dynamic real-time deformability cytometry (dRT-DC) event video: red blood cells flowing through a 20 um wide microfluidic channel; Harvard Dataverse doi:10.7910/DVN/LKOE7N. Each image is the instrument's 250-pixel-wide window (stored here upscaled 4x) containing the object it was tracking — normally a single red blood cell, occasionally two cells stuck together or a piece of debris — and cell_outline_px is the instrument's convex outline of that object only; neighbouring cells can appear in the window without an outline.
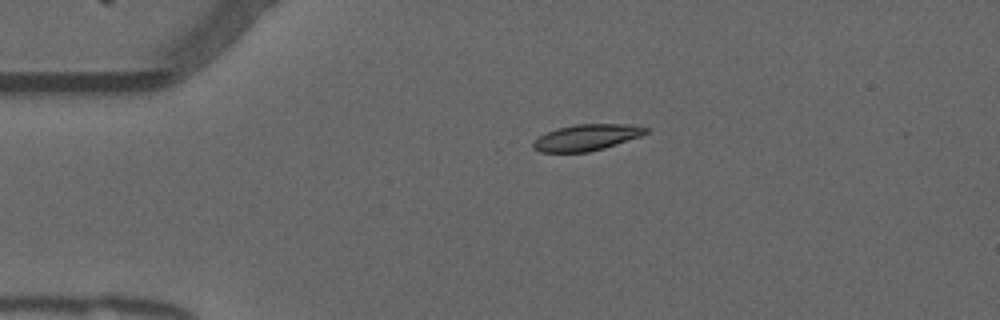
{"species": "common noctule bat (a hibernating species)", "species_latin": "Nyctalus noctula", "temperature_condition": "warm", "stored_images_in_passage": 43, "camera_frame_rate_fps": 3000, "um_per_image_px": 0.085, "animal": {"sex": "male", "forearm_length_mm": 52.5}, "frame": {"image": 1, "passage_image": 1, "time_ms": 0.0, "image_size_px": [1000, 320], "cell_outline_px": [[648, 132], [640, 136], [604, 148], [588, 152], [540, 152], [532, 148], [532, 144], [540, 136], [556, 128], [576, 124], [628, 124], [648, 128]], "centroid_in_image_um": [49.85, 11.68], "position_along_channel_um": 35.2, "area_um2": 17.05}}
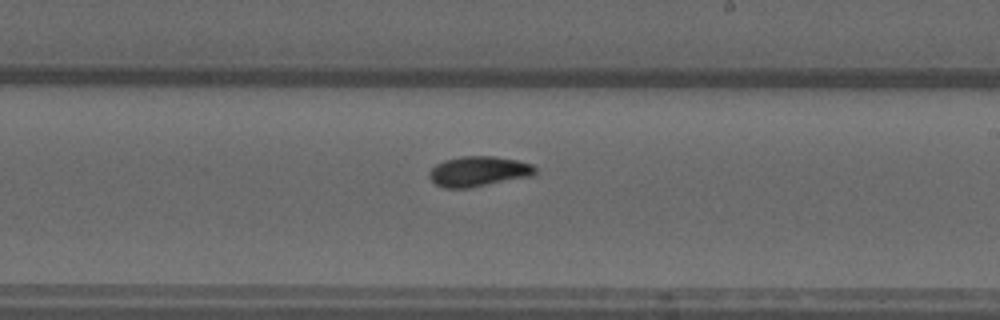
{"frame": {"image": 2, "passage_image": 21, "time_ms": 6.667, "image_size_px": [1000, 320], "cell_outline_px": [[536, 172], [532, 176], [472, 188], [444, 188], [436, 184], [428, 176], [428, 172], [436, 164], [444, 160], [460, 156], [492, 156], [516, 160], [532, 164], [536, 168]], "centroid_in_image_um": [40.67, 14.57], "position_along_channel_um": 248.3, "area_um2": 18.79}}
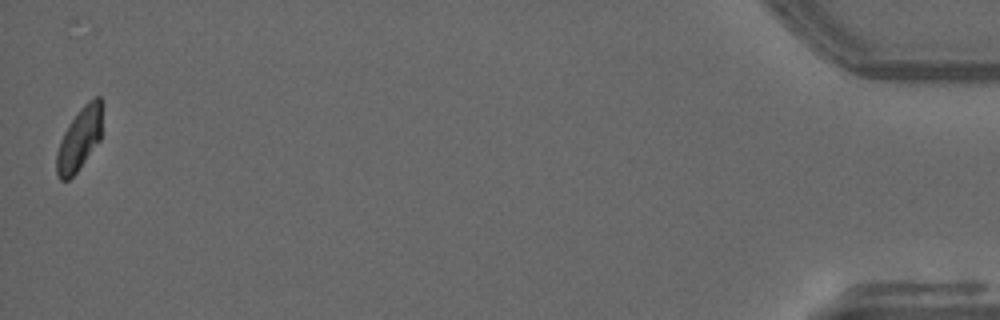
{"frame": {"image": 3, "passage_image": 43, "time_ms": 14.0, "image_size_px": [1000, 320], "cell_outline_px": [[104, 104], [100, 140], [76, 172], [68, 180], [60, 180], [56, 176], [56, 152], [60, 140], [68, 124], [80, 108], [88, 100], [96, 96], [100, 96]], "centroid_in_image_um": [6.77, 11.76], "position_along_channel_um": 428.4, "area_um2": 17.05}, "authors_computed_cell_mechanics": {"area_um2": 17.6868, "velocity_mm_per_s": 3.7908, "shape_relaxation_time_tau1_ms": 7.4019, "shape_relaxation_time_tau2_ms": 2.5824, "deformation_change_tau1": 0.1931, "deformation_change_tau2": 0.0726}}